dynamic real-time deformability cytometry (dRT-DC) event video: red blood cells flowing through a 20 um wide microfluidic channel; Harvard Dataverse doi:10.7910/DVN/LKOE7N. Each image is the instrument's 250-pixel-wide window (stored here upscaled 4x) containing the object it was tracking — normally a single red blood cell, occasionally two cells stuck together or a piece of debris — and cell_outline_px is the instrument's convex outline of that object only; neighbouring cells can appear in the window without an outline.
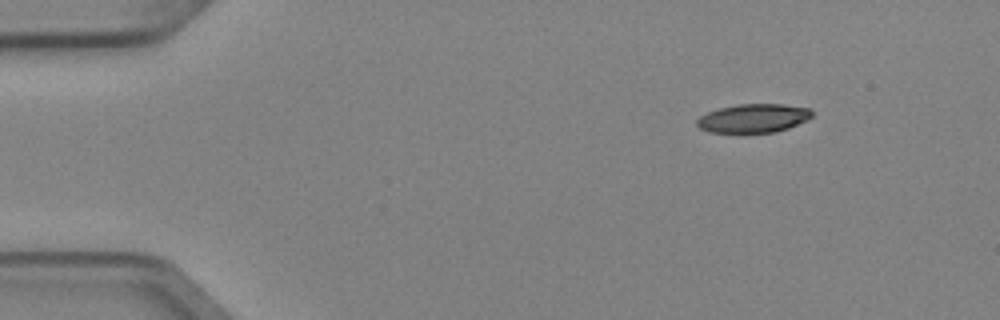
{"species": "Egyptian fruit bat (a non-hibernating species)", "species_latin": "Rousettus aegyptiacus", "temperature_condition": "cold", "stored_images_in_passage": 3, "camera_frame_rate_fps": 3000, "um_per_image_px": 0.085, "animal": {"sex": "female"}, "frame": {"image": 1, "passage_image": 1, "time_ms": 0.0, "image_size_px": [1000, 320], "cell_outline_px": [[812, 116], [808, 120], [788, 128], [776, 132], [744, 136], [708, 132], [700, 128], [696, 124], [696, 120], [700, 116], [708, 112], [720, 108], [740, 104], [784, 104], [808, 108], [812, 112]], "centroid_in_image_um": [64.0, 10.11], "position_along_channel_um": 21.0, "area_um2": 20.11}}
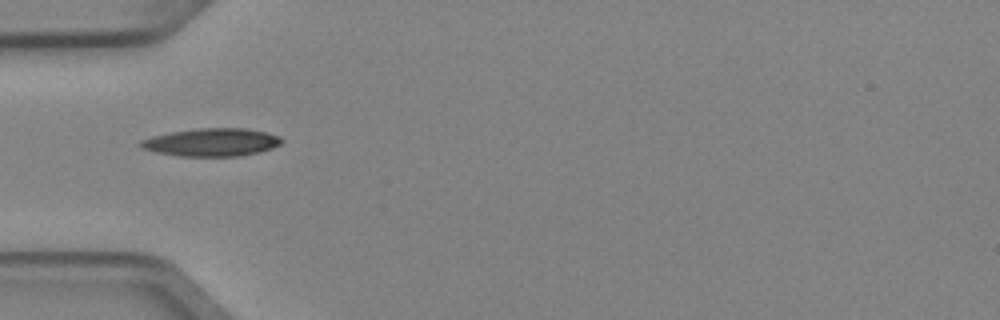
{"frame": {"image": 2, "passage_image": 3, "time_ms": 0.667, "image_size_px": [1000, 320], "cell_outline_px": [[284, 140], [280, 144], [272, 148], [240, 156], [180, 156], [156, 152], [140, 148], [140, 140], [152, 136], [172, 132], [196, 128], [244, 128], [268, 132], [280, 136]], "centroid_in_image_um": [18.0, 12.08], "position_along_channel_um": 67.0, "area_um2": 22.95}}